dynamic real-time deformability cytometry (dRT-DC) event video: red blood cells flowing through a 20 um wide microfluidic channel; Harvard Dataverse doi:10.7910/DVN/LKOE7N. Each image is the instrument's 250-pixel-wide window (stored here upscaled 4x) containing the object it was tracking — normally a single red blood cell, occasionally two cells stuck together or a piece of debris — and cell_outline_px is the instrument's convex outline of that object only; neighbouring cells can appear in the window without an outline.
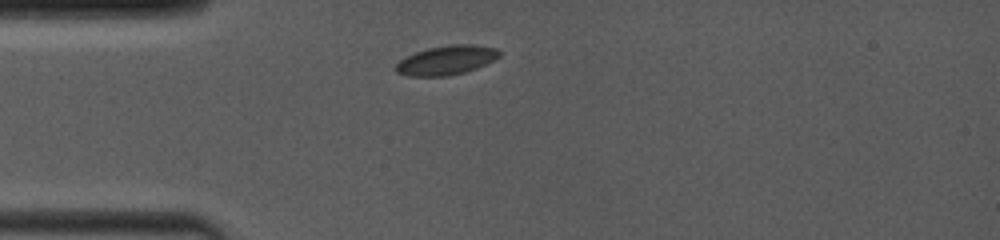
{"species": "common noctule bat (a hibernating species)", "species_latin": "Nyctalus noctula", "temperature_condition": "room temperature", "stored_images_in_passage": 1, "camera_frame_rate_fps": 4000, "um_per_image_px": 0.085, "animal": {"sex": "female", "body_mass_g": 19.0, "forearm_length_mm": 53.3}, "frame": {"image": 1, "passage_image": 1, "time_ms": 0.0, "image_size_px": [1000, 240], "cell_outline_px": [[500, 56], [476, 68], [464, 72], [448, 76], [408, 76], [396, 72], [396, 64], [400, 60], [416, 52], [428, 48], [452, 44], [476, 44], [496, 48], [500, 52]], "centroid_in_image_um": [37.95, 5.11], "position_along_channel_um": 47.1, "area_um2": 17.46}}